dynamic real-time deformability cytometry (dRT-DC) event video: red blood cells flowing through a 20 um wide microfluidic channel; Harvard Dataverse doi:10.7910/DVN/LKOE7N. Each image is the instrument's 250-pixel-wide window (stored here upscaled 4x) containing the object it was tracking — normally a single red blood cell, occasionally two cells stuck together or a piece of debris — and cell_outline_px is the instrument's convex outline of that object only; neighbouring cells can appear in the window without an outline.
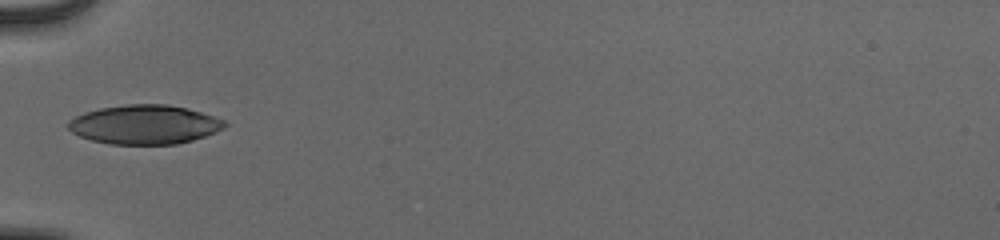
{"species": "human", "species_latin": "Homo sapiens", "temperature_condition": "cold", "stored_images_in_passage": 35, "camera_frame_rate_fps": 3000, "um_per_image_px": 0.085, "donor": {"sex": "male"}, "frame": {"image": 1, "passage_image": 1, "time_ms": 0.0, "image_size_px": [1000, 240], "cell_outline_px": [[228, 124], [224, 128], [216, 132], [192, 140], [176, 144], [112, 144], [92, 140], [80, 136], [72, 132], [68, 128], [68, 120], [84, 112], [100, 108], [128, 104], [168, 104], [188, 108], [224, 120]], "centroid_in_image_um": [12.29, 10.58], "position_along_channel_um": 72.7, "area_um2": 35.6}}
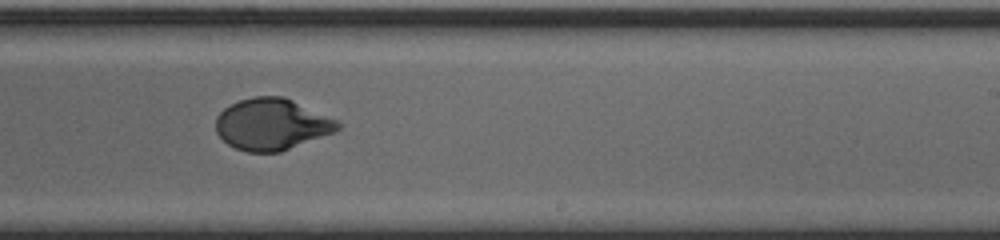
{"frame": {"image": 2, "passage_image": 16, "time_ms": 5.0, "image_size_px": [1000, 240], "cell_outline_px": [[340, 128], [336, 132], [280, 152], [248, 152], [236, 148], [228, 144], [216, 132], [216, 116], [224, 108], [240, 100], [256, 96], [284, 96], [336, 120], [340, 124]], "centroid_in_image_um": [23.1, 10.57], "position_along_channel_um": 265.9, "area_um2": 36.41}}
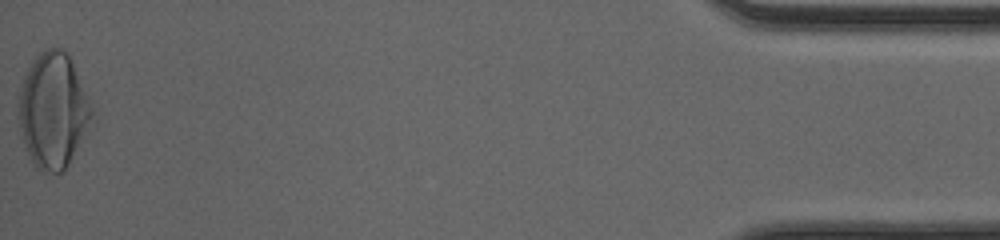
{"frame": {"image": 3, "passage_image": 35, "time_ms": 11.333, "image_size_px": [1000, 240], "cell_outline_px": [[92, 112], [68, 164], [60, 172], [48, 172], [36, 168], [24, 144], [20, 128], [16, 104], [20, 88], [24, 76], [32, 60], [40, 52], [48, 48], [64, 48], [68, 52], [92, 108]], "centroid_in_image_um": [4.44, 9.32], "position_along_channel_um": 430.8, "area_um2": 48.03}, "authors_computed_cell_mechanics": {"area_um2": 36.8764, "velocity_mm_per_s": 3.8934, "shape_relaxation_time_tau1_ms": 4.2296, "shape_relaxation_time_tau2_ms": null, "deformation_change_tau1": 0.2149, "deformation_change_tau2": null}}